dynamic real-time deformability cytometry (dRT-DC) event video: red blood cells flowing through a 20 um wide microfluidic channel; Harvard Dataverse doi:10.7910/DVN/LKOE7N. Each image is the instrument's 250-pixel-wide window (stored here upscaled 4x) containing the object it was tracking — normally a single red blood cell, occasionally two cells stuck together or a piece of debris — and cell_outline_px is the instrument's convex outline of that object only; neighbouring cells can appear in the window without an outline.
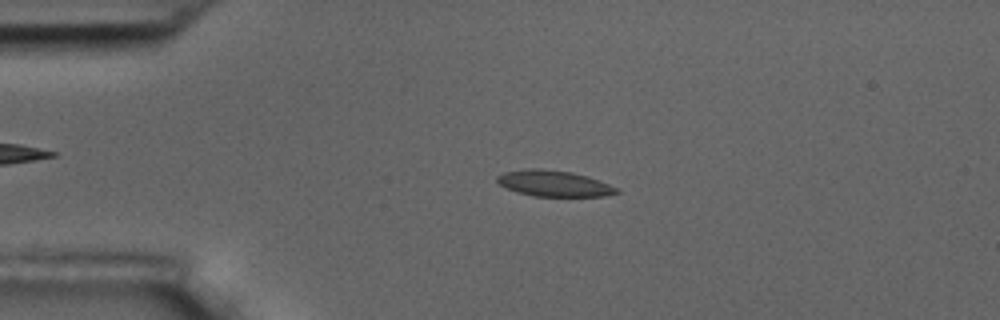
{"species": "common noctule bat (a hibernating species)", "species_latin": "Nyctalus noctula", "temperature_condition": "room temperature", "stored_images_in_passage": 5, "segment_of_instrument_passage": [1, 2], "camera_frame_rate_fps": 3000, "um_per_image_px": 0.085, "animal": {"sex": "male", "body_mass_g": 17.5, "forearm_length_mm": 52.3}, "frame": {"image": 1, "passage_image": 3, "time_ms": 2.333, "image_size_px": [1000, 320], "cell_outline_px": [[620, 192], [604, 196], [532, 196], [508, 188], [500, 184], [496, 180], [496, 176], [504, 172], [528, 168], [540, 168], [572, 172], [588, 176], [608, 184], [616, 188]], "centroid_in_image_um": [47.07, 15.58], "position_along_channel_um": 37.9, "area_um2": 17.92}}